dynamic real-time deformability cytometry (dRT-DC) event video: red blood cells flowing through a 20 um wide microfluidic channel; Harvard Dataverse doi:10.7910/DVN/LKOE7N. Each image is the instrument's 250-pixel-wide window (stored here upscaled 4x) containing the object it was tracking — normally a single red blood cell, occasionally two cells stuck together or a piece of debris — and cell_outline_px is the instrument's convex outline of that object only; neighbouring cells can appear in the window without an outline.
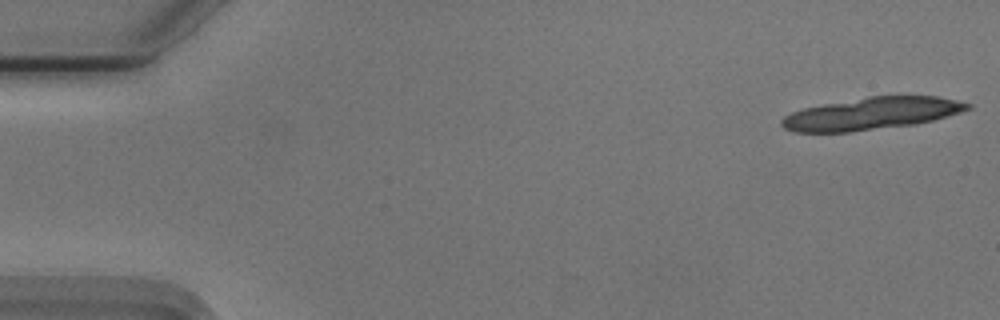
{"species": "Egyptian fruit bat (a non-hibernating species)", "species_latin": "Rousettus aegyptiacus", "temperature_condition": "cold", "stored_images_in_passage": 18, "camera_frame_rate_fps": 3000, "um_per_image_px": 0.085, "animal": {"sex": "male"}, "frame": {"image": 1, "passage_image": 1, "time_ms": 0.0, "image_size_px": [1000, 320], "cell_outline_px": [[972, 108], [960, 112], [932, 120], [916, 124], [848, 132], [792, 132], [784, 128], [780, 124], [780, 120], [784, 116], [792, 112], [804, 108], [824, 104], [868, 96], [936, 96], [956, 100], [972, 104]], "centroid_in_image_um": [74.06, 9.65], "position_along_channel_um": 10.9, "area_um2": 34.8}}